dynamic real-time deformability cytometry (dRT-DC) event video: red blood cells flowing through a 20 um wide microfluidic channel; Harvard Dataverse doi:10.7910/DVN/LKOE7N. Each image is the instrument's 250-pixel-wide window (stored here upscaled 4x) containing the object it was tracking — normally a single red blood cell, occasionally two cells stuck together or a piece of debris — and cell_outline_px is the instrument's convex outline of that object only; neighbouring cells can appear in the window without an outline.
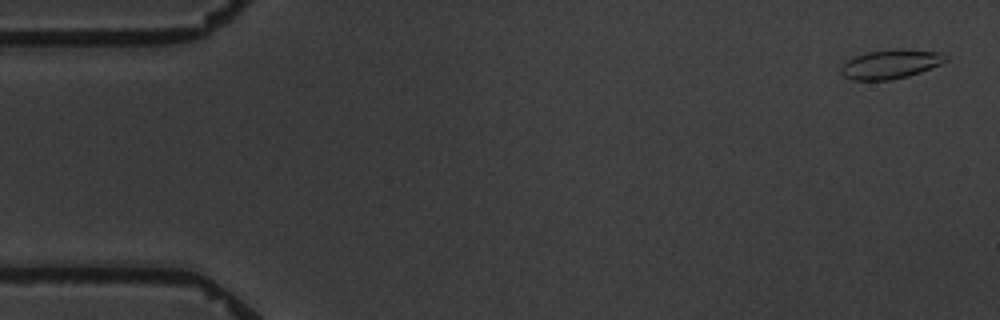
{"species": "common noctule bat (a hibernating species)", "species_latin": "Nyctalus noctula", "temperature_condition": "warm", "stored_images_in_passage": 5, "camera_frame_rate_fps": 3000, "um_per_image_px": 0.085, "animal": {"sex": "male", "body_mass_g": 19.5, "forearm_length_mm": 54.6}, "frame": {"image": 1, "passage_image": 1, "time_ms": 0.0, "image_size_px": [1000, 320], "cell_outline_px": [[948, 60], [940, 64], [920, 72], [908, 76], [888, 80], [852, 80], [844, 76], [840, 72], [840, 68], [848, 60], [856, 56], [868, 52], [896, 48], [940, 52], [948, 56]], "centroid_in_image_um": [75.71, 5.44], "position_along_channel_um": 9.3, "area_um2": 17.69}}